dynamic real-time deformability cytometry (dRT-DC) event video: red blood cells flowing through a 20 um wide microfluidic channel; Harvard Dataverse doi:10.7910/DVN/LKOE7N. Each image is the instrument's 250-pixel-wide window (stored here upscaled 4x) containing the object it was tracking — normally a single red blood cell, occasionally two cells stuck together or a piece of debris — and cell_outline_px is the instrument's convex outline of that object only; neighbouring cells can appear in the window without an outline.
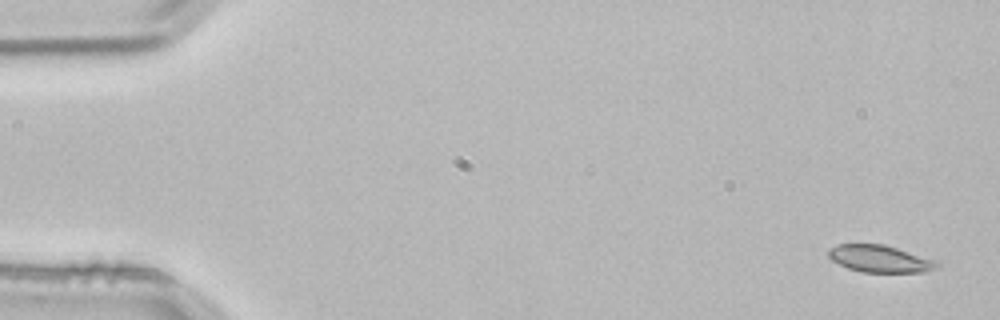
{"species": "common noctule bat (a hibernating species)", "species_latin": "Nyctalus noctula", "temperature_condition": "room temperature", "stored_images_in_passage": 4, "segment_of_instrument_passage": [1, 2], "camera_frame_rate_fps": 3000, "um_per_image_px": 0.085, "animal": {"sex": "male", "body_mass_g": 21.5, "forearm_length_mm": 52.0}, "frame": {"image": 1, "passage_image": 1, "time_ms": 0.0, "image_size_px": [1000, 320], "cell_outline_px": [[940, 268], [924, 272], [860, 272], [848, 268], [832, 260], [828, 256], [828, 248], [836, 244], [884, 244], [940, 260]], "centroid_in_image_um": [74.86, 21.99], "position_along_channel_um": 10.1, "area_um2": 17.57}}